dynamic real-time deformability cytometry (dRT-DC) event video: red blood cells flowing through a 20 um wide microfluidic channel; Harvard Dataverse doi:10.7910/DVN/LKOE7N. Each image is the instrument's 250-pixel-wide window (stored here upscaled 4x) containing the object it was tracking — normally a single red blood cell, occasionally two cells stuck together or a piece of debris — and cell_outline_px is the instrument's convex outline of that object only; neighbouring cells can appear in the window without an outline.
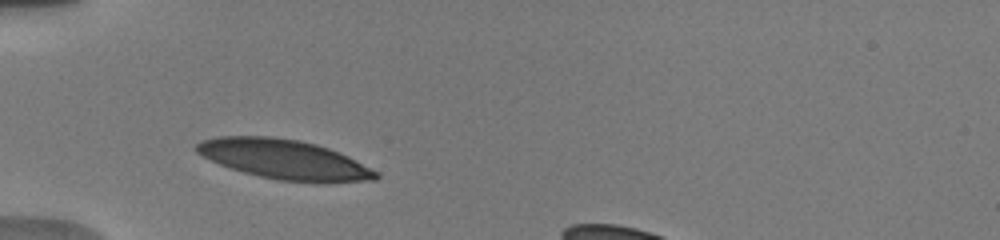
{"species": "human", "species_latin": "Homo sapiens", "temperature_condition": "warm", "stored_images_in_passage": 9, "camera_frame_rate_fps": 3000, "um_per_image_px": 0.085, "donor": {"sex": "male"}, "frame": {"image": 1, "passage_image": 1, "time_ms": 0.0, "image_size_px": [1000, 240], "cell_outline_px": [[380, 176], [376, 180], [276, 180], [244, 172], [220, 164], [196, 152], [192, 148], [200, 140], [216, 136], [268, 136], [300, 140], [316, 144], [328, 148], [348, 156], [380, 172]], "centroid_in_image_um": [24.09, 13.5], "position_along_channel_um": 60.9, "area_um2": 40.52}}